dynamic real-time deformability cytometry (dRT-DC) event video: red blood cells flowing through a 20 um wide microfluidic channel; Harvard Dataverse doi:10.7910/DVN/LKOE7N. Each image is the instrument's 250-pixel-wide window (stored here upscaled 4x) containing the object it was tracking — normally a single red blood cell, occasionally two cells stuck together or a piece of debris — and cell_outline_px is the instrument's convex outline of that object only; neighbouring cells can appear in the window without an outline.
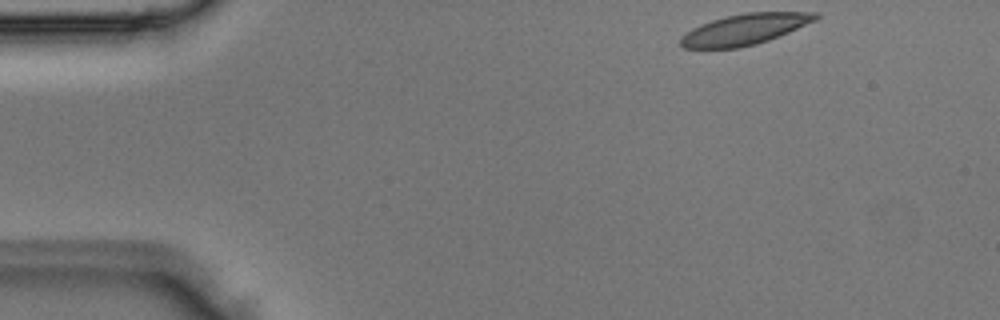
{"species": "Egyptian fruit bat (a non-hibernating species)", "species_latin": "Rousettus aegyptiacus", "temperature_condition": "room temperature", "stored_images_in_passage": 4, "camera_frame_rate_fps": 3000, "um_per_image_px": 0.085, "animal": {"sex": "male"}, "frame": {"image": 1, "passage_image": 1, "time_ms": 0.0, "image_size_px": [1000, 320], "cell_outline_px": [[820, 16], [816, 20], [788, 32], [768, 40], [756, 44], [736, 48], [684, 48], [680, 44], [680, 36], [692, 28], [700, 24], [712, 20], [744, 12], [816, 12]], "centroid_in_image_um": [63.28, 2.49], "position_along_channel_um": 21.7, "area_um2": 24.1}}
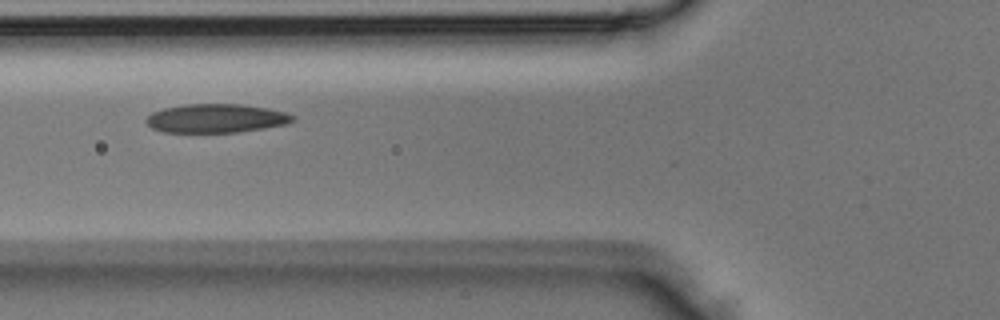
{"frame": {"image": 2, "passage_image": 4, "time_ms": 1.0, "image_size_px": [1000, 320], "cell_outline_px": [[296, 120], [288, 124], [240, 132], [160, 132], [152, 128], [144, 120], [152, 112], [164, 108], [184, 104], [240, 104], [268, 108], [284, 112], [296, 116]], "centroid_in_image_um": [18.38, 10.06], "position_along_channel_um": 107.4, "area_um2": 24.74}}